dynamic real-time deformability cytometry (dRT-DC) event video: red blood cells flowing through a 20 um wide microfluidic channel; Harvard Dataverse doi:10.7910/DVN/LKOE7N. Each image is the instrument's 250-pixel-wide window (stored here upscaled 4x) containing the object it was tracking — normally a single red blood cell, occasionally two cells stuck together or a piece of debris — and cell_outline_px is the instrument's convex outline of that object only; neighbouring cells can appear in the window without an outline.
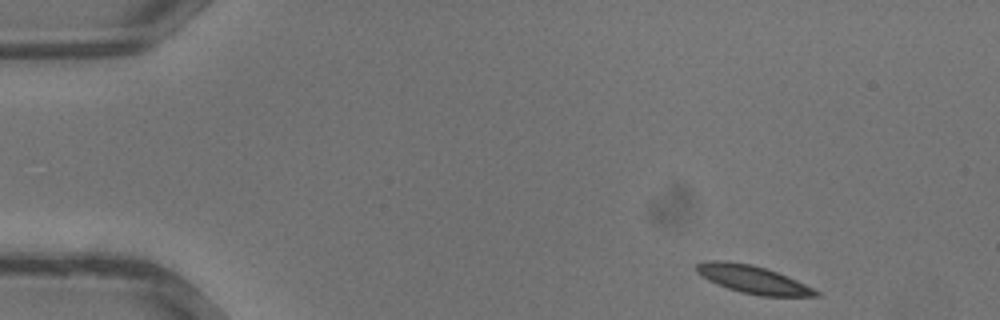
{"species": "common noctule bat (a hibernating species)", "species_latin": "Nyctalus noctula", "temperature_condition": "warm", "stored_images_in_passage": 32, "camera_frame_rate_fps": 3000, "um_per_image_px": 0.085, "animal": {"sex": "male", "body_mass_g": 13.3}, "frame": {"image": 1, "passage_image": 1, "time_ms": 0.0, "image_size_px": [1000, 320], "cell_outline_px": [[820, 296], [760, 296], [740, 292], [728, 288], [708, 280], [700, 276], [696, 272], [696, 264], [708, 260], [724, 260], [752, 264], [776, 272], [796, 280], [820, 292]], "centroid_in_image_um": [63.95, 23.75], "position_along_channel_um": 21.1, "area_um2": 19.25}}
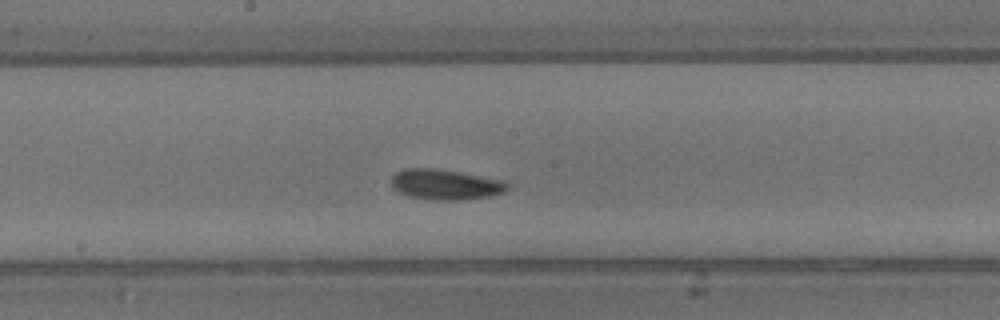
{"frame": {"image": 2, "passage_image": 16, "time_ms": 5.0, "image_size_px": [1000, 320], "cell_outline_px": [[508, 188], [504, 192], [492, 196], [464, 200], [436, 200], [408, 196], [392, 188], [392, 176], [396, 172], [404, 168], [436, 168], [460, 172], [504, 180], [508, 184]], "centroid_in_image_um": [37.87, 15.68], "position_along_channel_um": 210.3, "area_um2": 20.69}}
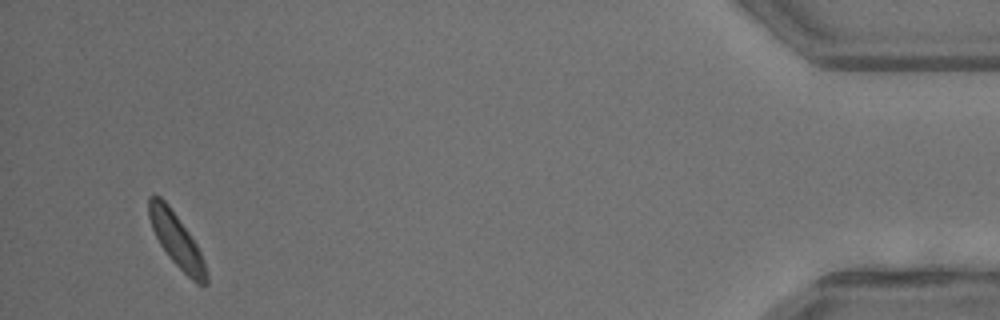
{"frame": {"image": 3, "passage_image": 31, "time_ms": 10.0, "image_size_px": [1000, 320], "cell_outline_px": [[208, 284], [196, 284], [168, 256], [160, 244], [152, 228], [148, 216], [148, 196], [152, 192], [160, 196], [168, 204], [188, 232], [196, 244], [204, 260], [208, 272]], "centroid_in_image_um": [14.99, 20.39], "position_along_channel_um": 420.2, "area_um2": 17.86}}